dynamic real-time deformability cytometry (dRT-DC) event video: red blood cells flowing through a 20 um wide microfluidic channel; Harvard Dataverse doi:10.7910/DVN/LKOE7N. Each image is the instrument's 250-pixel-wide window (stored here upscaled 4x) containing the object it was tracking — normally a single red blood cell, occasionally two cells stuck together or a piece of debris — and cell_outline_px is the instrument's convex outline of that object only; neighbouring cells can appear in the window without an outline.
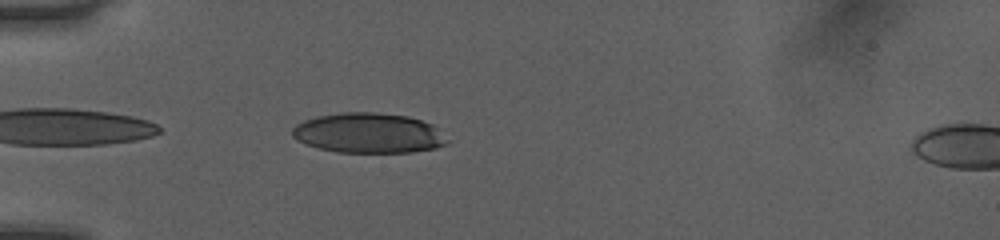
{"species": "human", "species_latin": "Homo sapiens", "temperature_condition": "room temperature", "stored_images_in_passage": 35, "camera_frame_rate_fps": 3000, "um_per_image_px": 0.085, "donor": {"sex": "female"}, "frame": {"image": 1, "passage_image": 2, "time_ms": 0.333, "image_size_px": [1000, 240], "cell_outline_px": [[448, 144], [436, 148], [412, 152], [336, 152], [320, 148], [296, 140], [292, 136], [292, 128], [296, 124], [304, 120], [316, 116], [340, 112], [376, 112], [408, 116], [432, 124], [440, 128], [448, 140]], "centroid_in_image_um": [31.35, 11.3], "position_along_channel_um": 53.6, "area_um2": 36.41}}
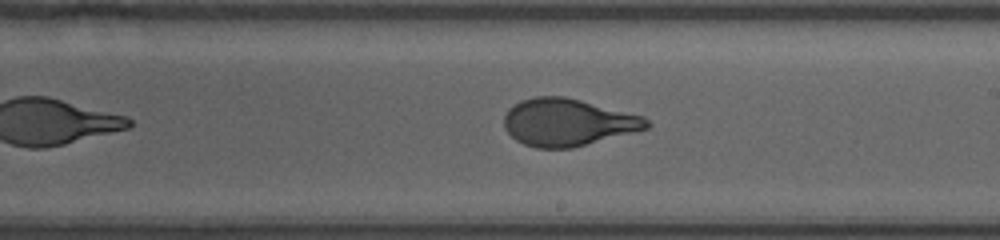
{"frame": {"image": 2, "passage_image": 17, "time_ms": 5.333, "image_size_px": [1000, 240], "cell_outline_px": [[652, 124], [648, 128], [572, 148], [536, 148], [524, 144], [516, 140], [504, 128], [504, 116], [508, 108], [520, 100], [536, 96], [564, 96], [644, 116]], "centroid_in_image_um": [48.23, 10.39], "position_along_channel_um": 240.8, "area_um2": 39.19}}
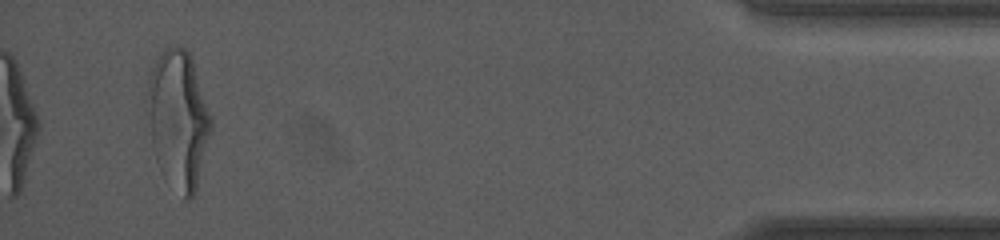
{"frame": {"image": 3, "passage_image": 35, "time_ms": 11.333, "image_size_px": [1000, 240], "cell_outline_px": [[212, 128], [196, 192], [192, 200], [184, 200], [160, 172], [156, 160], [152, 144], [144, 100], [148, 76], [156, 60], [168, 48], [176, 44], [184, 48], [192, 56], [212, 120]], "centroid_in_image_um": [15.13, 10.17], "position_along_channel_um": 420.1, "area_um2": 52.02}, "authors_computed_cell_mechanics": {"area_um2": 39.4196, "velocity_mm_per_s": 4.0636, "shape_relaxation_time_tau1_ms": 3.0788, "shape_relaxation_time_tau2_ms": null, "deformation_change_tau1": 0.1788, "deformation_change_tau2": null}}